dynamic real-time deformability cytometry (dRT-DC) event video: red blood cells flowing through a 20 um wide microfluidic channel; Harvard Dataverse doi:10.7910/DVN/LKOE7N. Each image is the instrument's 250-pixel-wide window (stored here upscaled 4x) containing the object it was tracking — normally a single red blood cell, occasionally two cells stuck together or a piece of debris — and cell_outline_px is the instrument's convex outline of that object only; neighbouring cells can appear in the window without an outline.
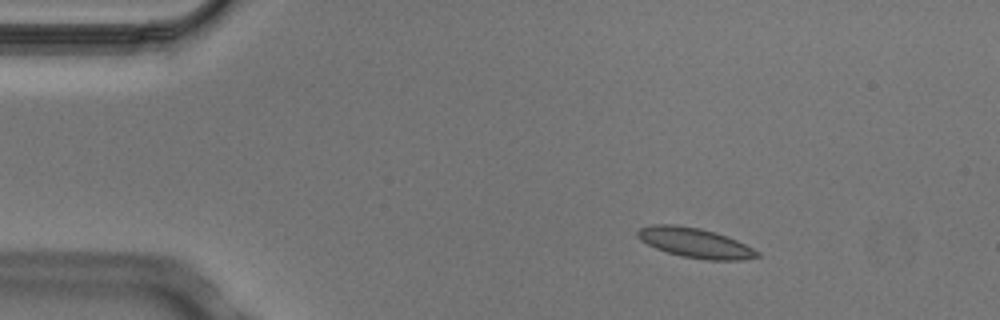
{"species": "Egyptian fruit bat (a non-hibernating species)", "species_latin": "Rousettus aegyptiacus", "temperature_condition": "cold", "stored_images_in_passage": 5, "camera_frame_rate_fps": 3000, "um_per_image_px": 0.085, "animal": {"sex": "male"}, "frame": {"image": 1, "passage_image": 3, "time_ms": 0.667, "image_size_px": [1000, 320], "cell_outline_px": [[760, 256], [744, 260], [708, 260], [680, 256], [656, 248], [640, 240], [636, 236], [636, 232], [640, 228], [652, 224], [676, 224], [700, 228], [716, 232], [736, 240], [760, 252]], "centroid_in_image_um": [59.07, 20.63], "position_along_channel_um": 25.9, "area_um2": 20.81}}